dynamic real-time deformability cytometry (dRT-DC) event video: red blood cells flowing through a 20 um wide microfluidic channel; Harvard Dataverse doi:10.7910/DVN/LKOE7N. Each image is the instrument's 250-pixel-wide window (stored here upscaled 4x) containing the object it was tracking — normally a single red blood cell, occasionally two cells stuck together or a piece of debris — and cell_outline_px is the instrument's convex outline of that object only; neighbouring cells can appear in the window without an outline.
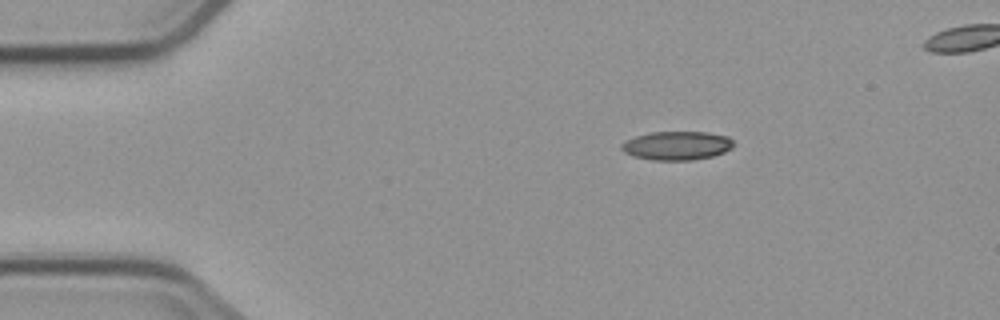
{"species": "common noctule bat (a hibernating species)", "species_latin": "Nyctalus noctula", "temperature_condition": "cold", "stored_images_in_passage": 4, "camera_frame_rate_fps": 3000, "um_per_image_px": 0.085, "animal": {"sex": "male", "body_mass_g": 23.1, "forearm_length_mm": 52.7}, "frame": {"image": 1, "passage_image": 1, "time_ms": 0.0, "image_size_px": [1000, 320], "cell_outline_px": [[736, 144], [732, 148], [724, 152], [712, 156], [692, 160], [652, 160], [632, 156], [624, 152], [620, 148], [620, 144], [636, 136], [652, 132], [708, 132], [728, 136]], "centroid_in_image_um": [57.55, 12.38], "position_along_channel_um": 27.4, "area_um2": 18.84}}